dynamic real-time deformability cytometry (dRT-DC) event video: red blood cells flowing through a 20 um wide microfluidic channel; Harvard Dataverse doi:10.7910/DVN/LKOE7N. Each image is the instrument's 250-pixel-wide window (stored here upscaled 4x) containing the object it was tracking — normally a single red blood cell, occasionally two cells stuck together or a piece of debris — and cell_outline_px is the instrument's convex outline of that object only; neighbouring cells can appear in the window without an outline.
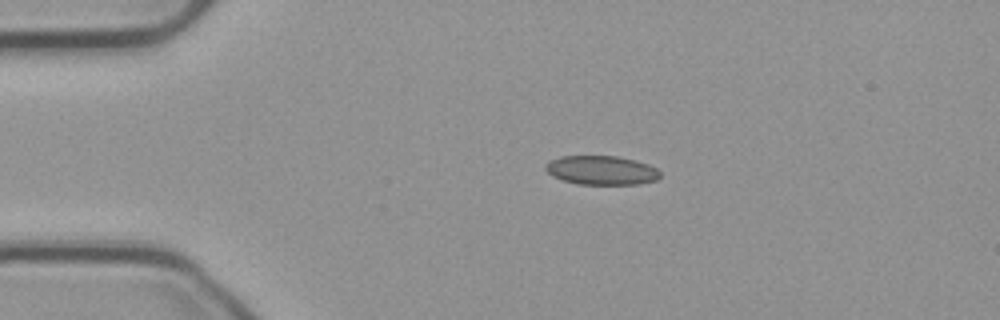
{"species": "common noctule bat (a hibernating species)", "species_latin": "Nyctalus noctula", "temperature_condition": "cold", "stored_images_in_passage": 3, "camera_frame_rate_fps": 3000, "um_per_image_px": 0.085, "animal": {"sex": "male", "body_mass_g": 23.1, "forearm_length_mm": 52.7}, "frame": {"image": 1, "passage_image": 1, "time_ms": 0.0, "image_size_px": [1000, 320], "cell_outline_px": [[660, 176], [656, 180], [640, 184], [576, 184], [552, 176], [544, 168], [544, 164], [548, 160], [560, 156], [616, 156], [636, 160], [648, 164], [656, 168], [660, 172]], "centroid_in_image_um": [51.1, 14.46], "position_along_channel_um": 33.9, "area_um2": 19.54}}